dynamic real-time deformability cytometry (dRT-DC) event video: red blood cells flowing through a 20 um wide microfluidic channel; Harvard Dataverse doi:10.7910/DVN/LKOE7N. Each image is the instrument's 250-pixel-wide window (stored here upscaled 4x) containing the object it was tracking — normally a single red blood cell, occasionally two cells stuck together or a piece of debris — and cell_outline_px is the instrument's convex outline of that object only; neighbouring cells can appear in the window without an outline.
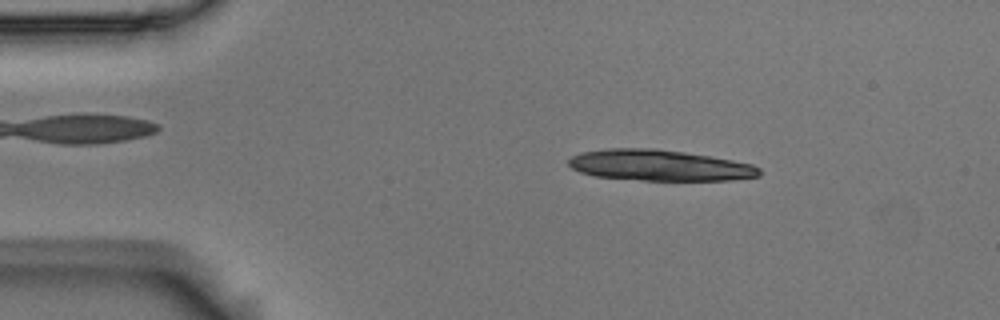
{"species": "Egyptian fruit bat (a non-hibernating species)", "species_latin": "Rousettus aegyptiacus", "temperature_condition": "room temperature", "stored_images_in_passage": 2, "camera_frame_rate_fps": 3000, "um_per_image_px": 0.085, "animal": {"sex": "male"}, "frame": {"image": 1, "passage_image": 1, "time_ms": 0.0, "image_size_px": [1000, 320], "cell_outline_px": [[760, 176], [732, 180], [640, 180], [596, 176], [580, 172], [572, 168], [568, 164], [568, 160], [572, 156], [580, 152], [608, 148], [656, 148], [712, 156], [752, 164], [760, 168]], "centroid_in_image_um": [56.05, 14.04], "position_along_channel_um": 28.9, "area_um2": 34.51}}